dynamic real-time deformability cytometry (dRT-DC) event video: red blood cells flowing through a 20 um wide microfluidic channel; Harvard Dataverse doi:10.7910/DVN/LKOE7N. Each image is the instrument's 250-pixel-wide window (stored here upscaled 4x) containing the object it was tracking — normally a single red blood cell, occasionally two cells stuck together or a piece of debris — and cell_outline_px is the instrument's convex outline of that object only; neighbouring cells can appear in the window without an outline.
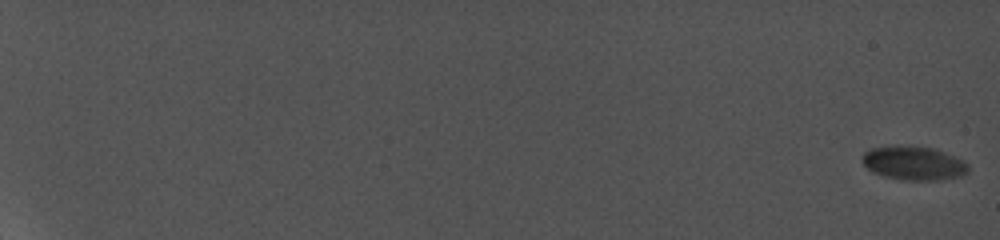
{"species": "common noctule bat (a hibernating species)", "species_latin": "Nyctalus noctula", "temperature_condition": "cold", "stored_images_in_passage": 6, "camera_frame_rate_fps": 5000, "um_per_image_px": 0.085, "animal": {"sex": "female", "body_mass_g": 19.0, "forearm_length_mm": 56.7}, "frame": {"image": 1, "passage_image": 1, "time_ms": 0.0, "image_size_px": [1000, 240], "cell_outline_px": [[968, 172], [960, 176], [940, 180], [904, 180], [884, 176], [872, 172], [860, 160], [860, 156], [864, 152], [872, 148], [908, 144], [932, 148], [944, 152], [964, 160], [968, 164]], "centroid_in_image_um": [77.64, 13.85], "position_along_channel_um": 7.4, "area_um2": 21.15}}